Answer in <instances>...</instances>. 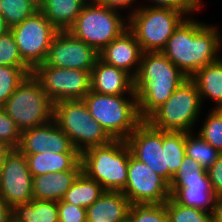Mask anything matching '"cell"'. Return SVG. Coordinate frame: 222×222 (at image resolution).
Instances as JSON below:
<instances>
[{
  "mask_svg": "<svg viewBox=\"0 0 222 222\" xmlns=\"http://www.w3.org/2000/svg\"><path fill=\"white\" fill-rule=\"evenodd\" d=\"M98 58L99 53L93 47L67 30L56 33L43 63L57 68L91 71Z\"/></svg>",
  "mask_w": 222,
  "mask_h": 222,
  "instance_id": "5bb4252c",
  "label": "cell"
},
{
  "mask_svg": "<svg viewBox=\"0 0 222 222\" xmlns=\"http://www.w3.org/2000/svg\"><path fill=\"white\" fill-rule=\"evenodd\" d=\"M12 216L19 222H59L57 202L33 199L16 205Z\"/></svg>",
  "mask_w": 222,
  "mask_h": 222,
  "instance_id": "d4e9b609",
  "label": "cell"
},
{
  "mask_svg": "<svg viewBox=\"0 0 222 222\" xmlns=\"http://www.w3.org/2000/svg\"><path fill=\"white\" fill-rule=\"evenodd\" d=\"M185 15L176 9L140 6L128 15V28L143 52H161Z\"/></svg>",
  "mask_w": 222,
  "mask_h": 222,
  "instance_id": "5b68a950",
  "label": "cell"
},
{
  "mask_svg": "<svg viewBox=\"0 0 222 222\" xmlns=\"http://www.w3.org/2000/svg\"><path fill=\"white\" fill-rule=\"evenodd\" d=\"M3 109L21 132L53 119V102L33 74L28 75L15 89Z\"/></svg>",
  "mask_w": 222,
  "mask_h": 222,
  "instance_id": "9c48e42d",
  "label": "cell"
},
{
  "mask_svg": "<svg viewBox=\"0 0 222 222\" xmlns=\"http://www.w3.org/2000/svg\"><path fill=\"white\" fill-rule=\"evenodd\" d=\"M154 5L151 7L170 8L183 11L186 16L201 8L202 0H150Z\"/></svg>",
  "mask_w": 222,
  "mask_h": 222,
  "instance_id": "74e56055",
  "label": "cell"
},
{
  "mask_svg": "<svg viewBox=\"0 0 222 222\" xmlns=\"http://www.w3.org/2000/svg\"><path fill=\"white\" fill-rule=\"evenodd\" d=\"M122 193L131 204H163L171 197L169 183L135 159L130 149L127 184Z\"/></svg>",
  "mask_w": 222,
  "mask_h": 222,
  "instance_id": "7c38bea8",
  "label": "cell"
},
{
  "mask_svg": "<svg viewBox=\"0 0 222 222\" xmlns=\"http://www.w3.org/2000/svg\"><path fill=\"white\" fill-rule=\"evenodd\" d=\"M185 155V132L166 131V158L169 184L179 170Z\"/></svg>",
  "mask_w": 222,
  "mask_h": 222,
  "instance_id": "83f0119b",
  "label": "cell"
},
{
  "mask_svg": "<svg viewBox=\"0 0 222 222\" xmlns=\"http://www.w3.org/2000/svg\"><path fill=\"white\" fill-rule=\"evenodd\" d=\"M187 78L162 52H143L134 78L140 118L146 120Z\"/></svg>",
  "mask_w": 222,
  "mask_h": 222,
  "instance_id": "7a4b0ae2",
  "label": "cell"
},
{
  "mask_svg": "<svg viewBox=\"0 0 222 222\" xmlns=\"http://www.w3.org/2000/svg\"><path fill=\"white\" fill-rule=\"evenodd\" d=\"M219 28L186 17L161 51L190 78L197 70L220 58L222 37Z\"/></svg>",
  "mask_w": 222,
  "mask_h": 222,
  "instance_id": "6da1fadb",
  "label": "cell"
},
{
  "mask_svg": "<svg viewBox=\"0 0 222 222\" xmlns=\"http://www.w3.org/2000/svg\"><path fill=\"white\" fill-rule=\"evenodd\" d=\"M32 177L66 170H82L81 153L24 154Z\"/></svg>",
  "mask_w": 222,
  "mask_h": 222,
  "instance_id": "ffe728a7",
  "label": "cell"
},
{
  "mask_svg": "<svg viewBox=\"0 0 222 222\" xmlns=\"http://www.w3.org/2000/svg\"><path fill=\"white\" fill-rule=\"evenodd\" d=\"M91 91L109 95H136L134 79L124 70L97 59L91 70Z\"/></svg>",
  "mask_w": 222,
  "mask_h": 222,
  "instance_id": "ac0fdd59",
  "label": "cell"
},
{
  "mask_svg": "<svg viewBox=\"0 0 222 222\" xmlns=\"http://www.w3.org/2000/svg\"><path fill=\"white\" fill-rule=\"evenodd\" d=\"M171 197L185 207L198 208L213 214L215 194L209 177L205 181L186 182L185 188H170Z\"/></svg>",
  "mask_w": 222,
  "mask_h": 222,
  "instance_id": "7402d4cb",
  "label": "cell"
},
{
  "mask_svg": "<svg viewBox=\"0 0 222 222\" xmlns=\"http://www.w3.org/2000/svg\"><path fill=\"white\" fill-rule=\"evenodd\" d=\"M32 74L53 104L81 100L91 91V71L57 68L43 63Z\"/></svg>",
  "mask_w": 222,
  "mask_h": 222,
  "instance_id": "8fae6325",
  "label": "cell"
},
{
  "mask_svg": "<svg viewBox=\"0 0 222 222\" xmlns=\"http://www.w3.org/2000/svg\"><path fill=\"white\" fill-rule=\"evenodd\" d=\"M130 97V98H129ZM94 118L113 140L126 138L143 121L138 112L136 95H109L90 91L84 98Z\"/></svg>",
  "mask_w": 222,
  "mask_h": 222,
  "instance_id": "277c9868",
  "label": "cell"
},
{
  "mask_svg": "<svg viewBox=\"0 0 222 222\" xmlns=\"http://www.w3.org/2000/svg\"><path fill=\"white\" fill-rule=\"evenodd\" d=\"M125 141L135 159L148 165L168 182L166 131L156 129L143 120Z\"/></svg>",
  "mask_w": 222,
  "mask_h": 222,
  "instance_id": "4fadbf2b",
  "label": "cell"
},
{
  "mask_svg": "<svg viewBox=\"0 0 222 222\" xmlns=\"http://www.w3.org/2000/svg\"><path fill=\"white\" fill-rule=\"evenodd\" d=\"M13 148L7 143L0 141V173L5 163L6 157L12 152Z\"/></svg>",
  "mask_w": 222,
  "mask_h": 222,
  "instance_id": "7bdbcfd3",
  "label": "cell"
},
{
  "mask_svg": "<svg viewBox=\"0 0 222 222\" xmlns=\"http://www.w3.org/2000/svg\"><path fill=\"white\" fill-rule=\"evenodd\" d=\"M92 1H94L97 4L107 6L110 9L119 11L120 8L122 10L125 8L128 9L129 7L132 6V4H135L133 2H135L136 0H92Z\"/></svg>",
  "mask_w": 222,
  "mask_h": 222,
  "instance_id": "ab89813d",
  "label": "cell"
},
{
  "mask_svg": "<svg viewBox=\"0 0 222 222\" xmlns=\"http://www.w3.org/2000/svg\"><path fill=\"white\" fill-rule=\"evenodd\" d=\"M88 0H43L39 10L59 30L67 31Z\"/></svg>",
  "mask_w": 222,
  "mask_h": 222,
  "instance_id": "603a6c76",
  "label": "cell"
},
{
  "mask_svg": "<svg viewBox=\"0 0 222 222\" xmlns=\"http://www.w3.org/2000/svg\"><path fill=\"white\" fill-rule=\"evenodd\" d=\"M129 147L125 140L94 146L81 153L82 172L104 191L122 192L127 184Z\"/></svg>",
  "mask_w": 222,
  "mask_h": 222,
  "instance_id": "3957f363",
  "label": "cell"
},
{
  "mask_svg": "<svg viewBox=\"0 0 222 222\" xmlns=\"http://www.w3.org/2000/svg\"><path fill=\"white\" fill-rule=\"evenodd\" d=\"M32 74L31 69L0 66V107H3L7 99L14 93L22 81Z\"/></svg>",
  "mask_w": 222,
  "mask_h": 222,
  "instance_id": "4dcf8cb0",
  "label": "cell"
},
{
  "mask_svg": "<svg viewBox=\"0 0 222 222\" xmlns=\"http://www.w3.org/2000/svg\"><path fill=\"white\" fill-rule=\"evenodd\" d=\"M59 222H87V210L63 200L57 202Z\"/></svg>",
  "mask_w": 222,
  "mask_h": 222,
  "instance_id": "8d00e7d4",
  "label": "cell"
},
{
  "mask_svg": "<svg viewBox=\"0 0 222 222\" xmlns=\"http://www.w3.org/2000/svg\"><path fill=\"white\" fill-rule=\"evenodd\" d=\"M185 132V154L197 161L205 170L222 154L205 141L199 134Z\"/></svg>",
  "mask_w": 222,
  "mask_h": 222,
  "instance_id": "4316f807",
  "label": "cell"
},
{
  "mask_svg": "<svg viewBox=\"0 0 222 222\" xmlns=\"http://www.w3.org/2000/svg\"><path fill=\"white\" fill-rule=\"evenodd\" d=\"M208 178L207 170H205L193 158L185 155L179 170L172 178L170 188H185L186 182L205 181Z\"/></svg>",
  "mask_w": 222,
  "mask_h": 222,
  "instance_id": "1f68e13d",
  "label": "cell"
},
{
  "mask_svg": "<svg viewBox=\"0 0 222 222\" xmlns=\"http://www.w3.org/2000/svg\"><path fill=\"white\" fill-rule=\"evenodd\" d=\"M8 222H19L16 218H14L13 216L9 219Z\"/></svg>",
  "mask_w": 222,
  "mask_h": 222,
  "instance_id": "bcb514c9",
  "label": "cell"
},
{
  "mask_svg": "<svg viewBox=\"0 0 222 222\" xmlns=\"http://www.w3.org/2000/svg\"><path fill=\"white\" fill-rule=\"evenodd\" d=\"M0 66L30 69L22 60L18 46L11 31L0 36Z\"/></svg>",
  "mask_w": 222,
  "mask_h": 222,
  "instance_id": "e575fe53",
  "label": "cell"
},
{
  "mask_svg": "<svg viewBox=\"0 0 222 222\" xmlns=\"http://www.w3.org/2000/svg\"><path fill=\"white\" fill-rule=\"evenodd\" d=\"M201 105L196 84L187 78L146 121L163 131L192 132L198 122Z\"/></svg>",
  "mask_w": 222,
  "mask_h": 222,
  "instance_id": "52a82bcc",
  "label": "cell"
},
{
  "mask_svg": "<svg viewBox=\"0 0 222 222\" xmlns=\"http://www.w3.org/2000/svg\"><path fill=\"white\" fill-rule=\"evenodd\" d=\"M212 218L213 222H222V194L215 195Z\"/></svg>",
  "mask_w": 222,
  "mask_h": 222,
  "instance_id": "b9f144b4",
  "label": "cell"
},
{
  "mask_svg": "<svg viewBox=\"0 0 222 222\" xmlns=\"http://www.w3.org/2000/svg\"><path fill=\"white\" fill-rule=\"evenodd\" d=\"M39 8L30 0H0V13L12 28L33 15Z\"/></svg>",
  "mask_w": 222,
  "mask_h": 222,
  "instance_id": "f1b7e54d",
  "label": "cell"
},
{
  "mask_svg": "<svg viewBox=\"0 0 222 222\" xmlns=\"http://www.w3.org/2000/svg\"><path fill=\"white\" fill-rule=\"evenodd\" d=\"M10 31V27L7 25L4 16L0 13V36Z\"/></svg>",
  "mask_w": 222,
  "mask_h": 222,
  "instance_id": "ee69618b",
  "label": "cell"
},
{
  "mask_svg": "<svg viewBox=\"0 0 222 222\" xmlns=\"http://www.w3.org/2000/svg\"><path fill=\"white\" fill-rule=\"evenodd\" d=\"M197 86L201 101L214 100V109H222V58L197 70L190 77Z\"/></svg>",
  "mask_w": 222,
  "mask_h": 222,
  "instance_id": "cb8c5ba5",
  "label": "cell"
},
{
  "mask_svg": "<svg viewBox=\"0 0 222 222\" xmlns=\"http://www.w3.org/2000/svg\"><path fill=\"white\" fill-rule=\"evenodd\" d=\"M103 192L104 190L98 182L81 172L62 200L87 209Z\"/></svg>",
  "mask_w": 222,
  "mask_h": 222,
  "instance_id": "484cf974",
  "label": "cell"
},
{
  "mask_svg": "<svg viewBox=\"0 0 222 222\" xmlns=\"http://www.w3.org/2000/svg\"><path fill=\"white\" fill-rule=\"evenodd\" d=\"M197 134L222 153V109L212 108Z\"/></svg>",
  "mask_w": 222,
  "mask_h": 222,
  "instance_id": "d6a6232c",
  "label": "cell"
},
{
  "mask_svg": "<svg viewBox=\"0 0 222 222\" xmlns=\"http://www.w3.org/2000/svg\"><path fill=\"white\" fill-rule=\"evenodd\" d=\"M10 31L23 62L33 71L43 64L52 40L59 30L38 10L10 28Z\"/></svg>",
  "mask_w": 222,
  "mask_h": 222,
  "instance_id": "30bf717a",
  "label": "cell"
},
{
  "mask_svg": "<svg viewBox=\"0 0 222 222\" xmlns=\"http://www.w3.org/2000/svg\"><path fill=\"white\" fill-rule=\"evenodd\" d=\"M142 54L143 51L134 33L127 28L99 52V58L109 65L124 70L134 79L140 67Z\"/></svg>",
  "mask_w": 222,
  "mask_h": 222,
  "instance_id": "e0dca14e",
  "label": "cell"
},
{
  "mask_svg": "<svg viewBox=\"0 0 222 222\" xmlns=\"http://www.w3.org/2000/svg\"><path fill=\"white\" fill-rule=\"evenodd\" d=\"M82 170H66L33 177V199L59 202Z\"/></svg>",
  "mask_w": 222,
  "mask_h": 222,
  "instance_id": "44dd1931",
  "label": "cell"
},
{
  "mask_svg": "<svg viewBox=\"0 0 222 222\" xmlns=\"http://www.w3.org/2000/svg\"><path fill=\"white\" fill-rule=\"evenodd\" d=\"M0 196L13 209L33 200V177L27 159L18 149L6 157L0 173Z\"/></svg>",
  "mask_w": 222,
  "mask_h": 222,
  "instance_id": "9a60e30c",
  "label": "cell"
},
{
  "mask_svg": "<svg viewBox=\"0 0 222 222\" xmlns=\"http://www.w3.org/2000/svg\"><path fill=\"white\" fill-rule=\"evenodd\" d=\"M130 200L118 191H104L87 210V222H125Z\"/></svg>",
  "mask_w": 222,
  "mask_h": 222,
  "instance_id": "d6986e66",
  "label": "cell"
},
{
  "mask_svg": "<svg viewBox=\"0 0 222 222\" xmlns=\"http://www.w3.org/2000/svg\"><path fill=\"white\" fill-rule=\"evenodd\" d=\"M128 222H169L163 204H132L128 214Z\"/></svg>",
  "mask_w": 222,
  "mask_h": 222,
  "instance_id": "836d02e7",
  "label": "cell"
},
{
  "mask_svg": "<svg viewBox=\"0 0 222 222\" xmlns=\"http://www.w3.org/2000/svg\"><path fill=\"white\" fill-rule=\"evenodd\" d=\"M21 131L17 128L12 118L0 107V141L17 149L20 145Z\"/></svg>",
  "mask_w": 222,
  "mask_h": 222,
  "instance_id": "d590c367",
  "label": "cell"
},
{
  "mask_svg": "<svg viewBox=\"0 0 222 222\" xmlns=\"http://www.w3.org/2000/svg\"><path fill=\"white\" fill-rule=\"evenodd\" d=\"M30 1L33 2L39 8L43 0H30Z\"/></svg>",
  "mask_w": 222,
  "mask_h": 222,
  "instance_id": "f6af8a7d",
  "label": "cell"
},
{
  "mask_svg": "<svg viewBox=\"0 0 222 222\" xmlns=\"http://www.w3.org/2000/svg\"><path fill=\"white\" fill-rule=\"evenodd\" d=\"M12 217V208L0 196V222H8Z\"/></svg>",
  "mask_w": 222,
  "mask_h": 222,
  "instance_id": "60d3db41",
  "label": "cell"
},
{
  "mask_svg": "<svg viewBox=\"0 0 222 222\" xmlns=\"http://www.w3.org/2000/svg\"><path fill=\"white\" fill-rule=\"evenodd\" d=\"M128 28V17L89 0L68 31L98 53Z\"/></svg>",
  "mask_w": 222,
  "mask_h": 222,
  "instance_id": "ba28073f",
  "label": "cell"
},
{
  "mask_svg": "<svg viewBox=\"0 0 222 222\" xmlns=\"http://www.w3.org/2000/svg\"><path fill=\"white\" fill-rule=\"evenodd\" d=\"M53 120L68 135L73 146L80 153L90 147L105 145L113 140L102 125L92 118L83 99L54 103Z\"/></svg>",
  "mask_w": 222,
  "mask_h": 222,
  "instance_id": "8992f818",
  "label": "cell"
},
{
  "mask_svg": "<svg viewBox=\"0 0 222 222\" xmlns=\"http://www.w3.org/2000/svg\"><path fill=\"white\" fill-rule=\"evenodd\" d=\"M17 149L22 154H38L46 151L80 153L53 119L46 124L22 131Z\"/></svg>",
  "mask_w": 222,
  "mask_h": 222,
  "instance_id": "2e32d148",
  "label": "cell"
},
{
  "mask_svg": "<svg viewBox=\"0 0 222 222\" xmlns=\"http://www.w3.org/2000/svg\"><path fill=\"white\" fill-rule=\"evenodd\" d=\"M169 222H213L212 214L198 208L185 207L170 197L165 203Z\"/></svg>",
  "mask_w": 222,
  "mask_h": 222,
  "instance_id": "f546056e",
  "label": "cell"
},
{
  "mask_svg": "<svg viewBox=\"0 0 222 222\" xmlns=\"http://www.w3.org/2000/svg\"><path fill=\"white\" fill-rule=\"evenodd\" d=\"M211 188L215 195L222 194V154L207 170Z\"/></svg>",
  "mask_w": 222,
  "mask_h": 222,
  "instance_id": "f35d334b",
  "label": "cell"
}]
</instances>
